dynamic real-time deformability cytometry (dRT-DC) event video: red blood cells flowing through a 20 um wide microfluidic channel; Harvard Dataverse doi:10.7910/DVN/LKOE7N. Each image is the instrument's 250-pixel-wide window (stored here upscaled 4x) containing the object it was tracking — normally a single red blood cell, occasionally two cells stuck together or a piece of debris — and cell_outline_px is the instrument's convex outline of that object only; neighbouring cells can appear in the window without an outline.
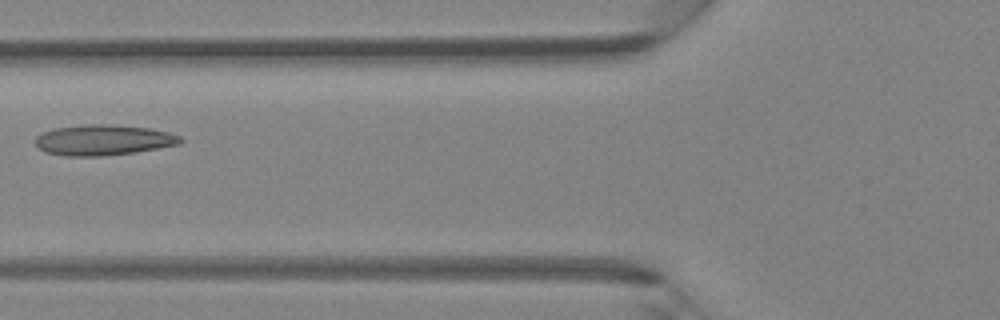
{"species": "Egyptian fruit bat (a non-hibernating species)", "species_latin": "Rousettus aegyptiacus", "temperature_condition": "room temperature", "stored_images_in_passage": 6, "camera_frame_rate_fps": 3000, "um_per_image_px": 0.085, "animal": {"sex": "female"}, "frame": {"image": 1, "passage_image": 6, "time_ms": 1.667, "image_size_px": [1000, 320], "cell_outline_px": [[184, 140], [180, 144], [132, 152], [100, 156], [64, 156], [44, 152], [36, 144], [36, 136], [44, 132], [56, 128], [80, 124], [112, 124], [148, 128], [168, 132], [180, 136]], "centroid_in_image_um": [8.77, 11.89], "position_along_channel_um": 117.0, "area_um2": 25.72}}